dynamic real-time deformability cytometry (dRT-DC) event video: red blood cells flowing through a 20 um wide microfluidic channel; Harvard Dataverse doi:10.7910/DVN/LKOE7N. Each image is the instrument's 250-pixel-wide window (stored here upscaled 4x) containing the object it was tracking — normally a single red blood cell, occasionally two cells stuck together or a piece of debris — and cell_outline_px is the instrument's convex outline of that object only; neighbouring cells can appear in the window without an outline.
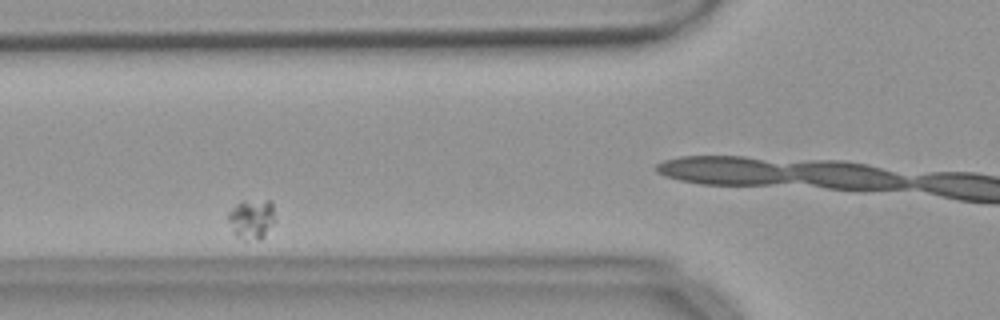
{"species": "common noctule bat (a hibernating species)", "species_latin": "Nyctalus noctula", "temperature_condition": "warm", "stored_images_in_passage": 34, "camera_frame_rate_fps": 3000, "um_per_image_px": 0.085, "animal": {"sex": "female", "body_mass_g": 18.4}, "frame": {"image": 1, "passage_image": 14, "time_ms": 4.333, "image_size_px": [1000, 320], "cell_outline_px": [[276, 220], [264, 236], [260, 240], [236, 236], [232, 232], [228, 220], [228, 212], [240, 200], [272, 200]], "centroid_in_image_um": [21.41, 18.57], "position_along_channel_um": 104.4, "area_um2": 11.04}}